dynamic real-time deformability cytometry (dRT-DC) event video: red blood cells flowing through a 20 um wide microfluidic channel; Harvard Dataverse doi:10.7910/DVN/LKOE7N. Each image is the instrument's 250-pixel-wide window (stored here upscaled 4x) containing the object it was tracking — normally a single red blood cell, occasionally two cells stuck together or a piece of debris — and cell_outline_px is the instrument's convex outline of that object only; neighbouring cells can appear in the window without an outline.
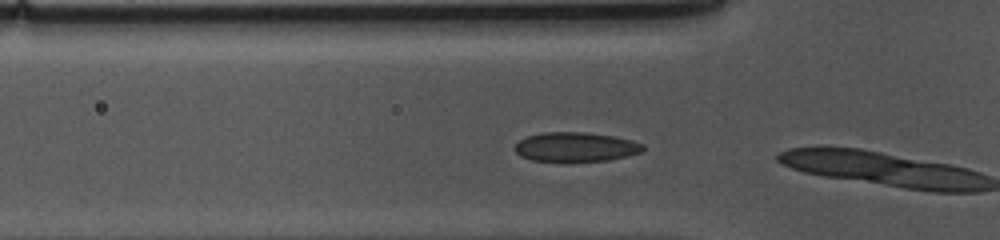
{"species": "common noctule bat (a hibernating species)", "species_latin": "Nyctalus noctula", "temperature_condition": "cold", "stored_images_in_passage": 4, "camera_frame_rate_fps": 3000, "um_per_image_px": 0.085, "animal": {"sex": "female", "body_mass_g": 10.0, "forearm_length_mm": 53.1}, "frame": {"image": 1, "passage_image": 3, "time_ms": 0.667, "image_size_px": [1000, 240], "cell_outline_px": [[644, 148], [640, 152], [608, 160], [532, 160], [520, 156], [516, 152], [516, 144], [520, 140], [528, 136], [540, 132], [588, 132], [616, 136], [632, 140], [644, 144]], "centroid_in_image_um": [48.95, 12.46], "position_along_channel_um": 76.9, "area_um2": 21.56}}